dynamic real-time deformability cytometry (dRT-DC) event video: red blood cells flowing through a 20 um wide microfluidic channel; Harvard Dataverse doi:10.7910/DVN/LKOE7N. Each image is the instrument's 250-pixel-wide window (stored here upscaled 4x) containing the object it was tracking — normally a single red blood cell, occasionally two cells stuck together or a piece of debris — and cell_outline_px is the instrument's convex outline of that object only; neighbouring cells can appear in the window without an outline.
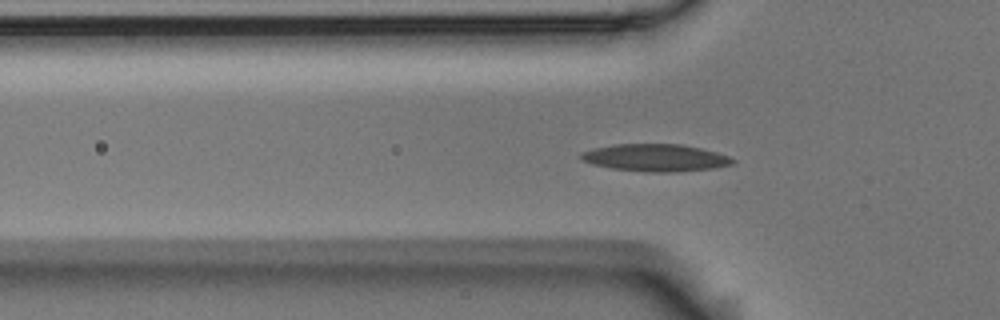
{"species": "Egyptian fruit bat (a non-hibernating species)", "species_latin": "Rousettus aegyptiacus", "temperature_condition": "room temperature", "stored_images_in_passage": 43, "camera_frame_rate_fps": 3000, "um_per_image_px": 0.085, "animal": {"sex": "male"}, "frame": {"image": 1, "passage_image": 4, "time_ms": 1.0, "image_size_px": [1000, 320], "cell_outline_px": [[736, 160], [732, 164], [712, 168], [676, 172], [648, 172], [612, 168], [592, 164], [580, 160], [580, 152], [592, 148], [612, 144], [680, 144], [700, 148], [716, 152], [728, 156]], "centroid_in_image_um": [55.66, 13.4], "position_along_channel_um": 70.1, "area_um2": 24.16}}
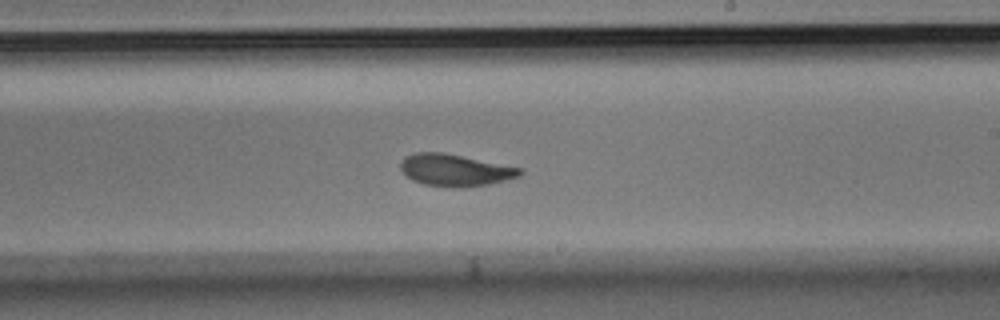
{"frame": {"image": 2, "passage_image": 19, "time_ms": 6.0, "image_size_px": [1000, 320], "cell_outline_px": [[524, 172], [520, 176], [488, 184], [460, 188], [452, 188], [424, 184], [412, 180], [400, 168], [400, 160], [404, 156], [416, 152], [444, 152], [524, 168]], "centroid_in_image_um": [38.69, 14.45], "position_along_channel_um": 250.3, "area_um2": 22.48}}
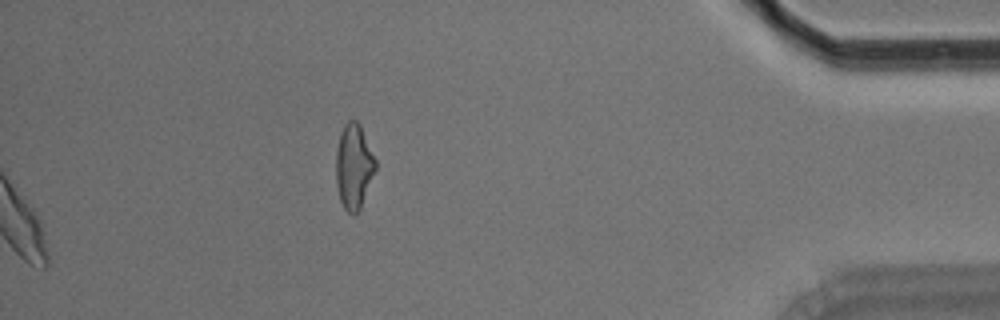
{"frame": {"image": 3, "passage_image": 43, "time_ms": 14.0, "image_size_px": [1000, 320], "cell_outline_px": [[376, 168], [360, 208], [352, 216], [344, 208], [340, 200], [336, 184], [336, 152], [340, 132], [344, 124], [352, 116], [360, 124], [376, 160]], "centroid_in_image_um": [30.06, 14.1], "position_along_channel_um": 405.1, "area_um2": 19.59}, "authors_computed_cell_mechanics": {"area_um2": 22.253, "velocity_mm_per_s": 3.5883, "shape_relaxation_time_tau1_ms": 3.1272, "shape_relaxation_time_tau2_ms": 1.791, "deformation_change_tau1": 0.1488, "deformation_change_tau2": 0.0826}}